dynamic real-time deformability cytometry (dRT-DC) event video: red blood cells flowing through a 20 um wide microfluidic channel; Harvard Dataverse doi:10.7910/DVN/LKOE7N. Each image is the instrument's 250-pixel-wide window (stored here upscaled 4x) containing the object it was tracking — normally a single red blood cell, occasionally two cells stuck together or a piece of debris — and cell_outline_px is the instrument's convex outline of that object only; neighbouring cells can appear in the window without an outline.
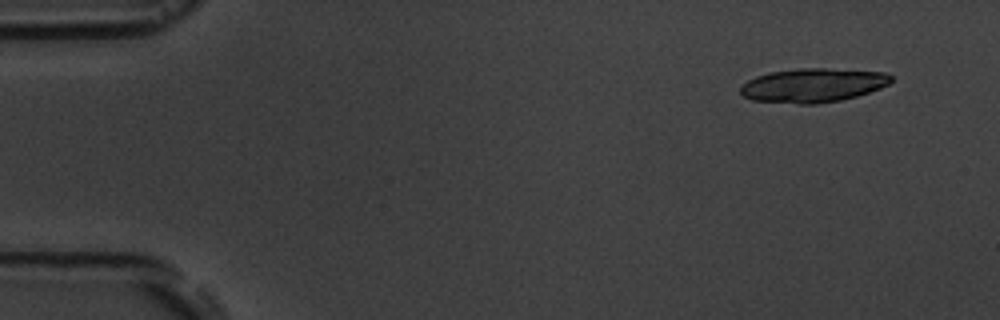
{"species": "common noctule bat (a hibernating species)", "species_latin": "Nyctalus noctula", "temperature_condition": "room temperature", "stored_images_in_passage": 15, "camera_frame_rate_fps": 3000, "um_per_image_px": 0.085, "animal": {"sex": "male", "body_mass_g": 19.5, "forearm_length_mm": 54.6}, "frame": {"image": 1, "passage_image": 1, "time_ms": 0.0, "image_size_px": [1000, 320], "cell_outline_px": [[892, 80], [888, 84], [880, 88], [856, 96], [840, 100], [816, 104], [800, 104], [752, 100], [744, 96], [740, 92], [740, 88], [748, 80], [756, 76], [768, 72], [800, 68], [828, 68], [888, 72], [892, 76]], "centroid_in_image_um": [69.11, 7.24], "position_along_channel_um": 15.9, "area_um2": 29.88}}
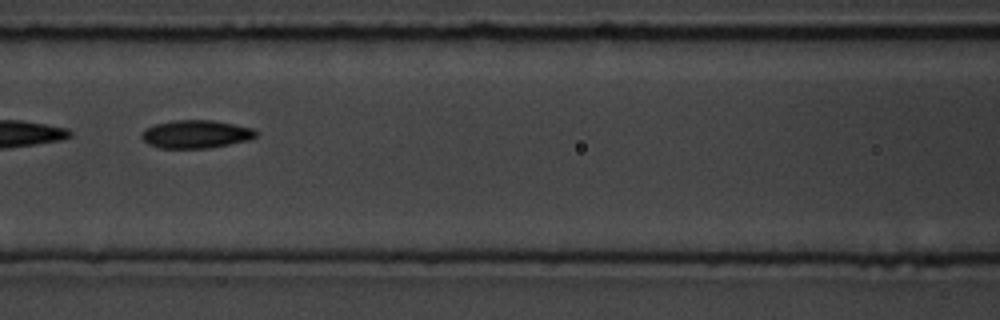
{"frame": {"image": 2, "passage_image": 7, "time_ms": 6.667, "image_size_px": [1000, 320], "cell_outline_px": [[260, 132], [252, 140], [208, 148], [160, 148], [148, 144], [140, 136], [144, 128], [156, 124], [172, 120], [212, 120], [252, 128]], "centroid_in_image_um": [16.67, 11.4], "position_along_channel_um": 149.9, "area_um2": 18.84}}
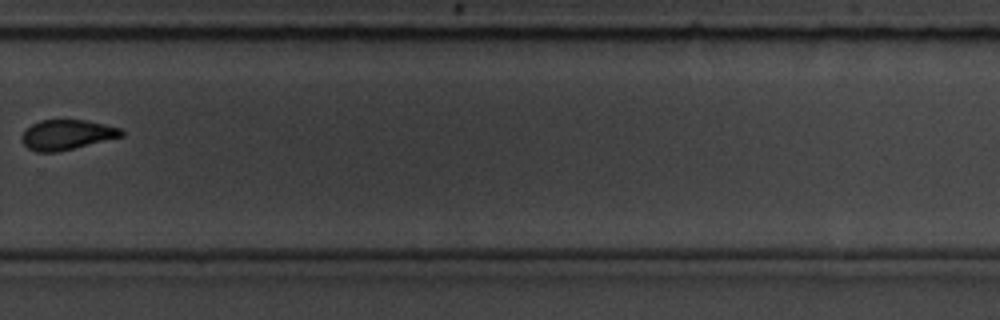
{"frame": {"image": 3, "passage_image": 11, "time_ms": 11.333, "image_size_px": [1000, 320], "cell_outline_px": [[124, 136], [56, 152], [36, 152], [28, 148], [24, 144], [20, 136], [32, 124], [40, 120], [88, 120], [124, 128]], "centroid_in_image_um": [5.72, 11.44], "position_along_channel_um": 324.1, "area_um2": 17.46}, "authors_computed_cell_mechanics": {"area_um2": 18.8428, "velocity_mm_per_s": 3.7344, "shape_relaxation_time_tau1_ms": 3.5312, "shape_relaxation_time_tau2_ms": 7.9829, "deformation_change_tau1": 0.1601, "deformation_change_tau2": 0.1263}}